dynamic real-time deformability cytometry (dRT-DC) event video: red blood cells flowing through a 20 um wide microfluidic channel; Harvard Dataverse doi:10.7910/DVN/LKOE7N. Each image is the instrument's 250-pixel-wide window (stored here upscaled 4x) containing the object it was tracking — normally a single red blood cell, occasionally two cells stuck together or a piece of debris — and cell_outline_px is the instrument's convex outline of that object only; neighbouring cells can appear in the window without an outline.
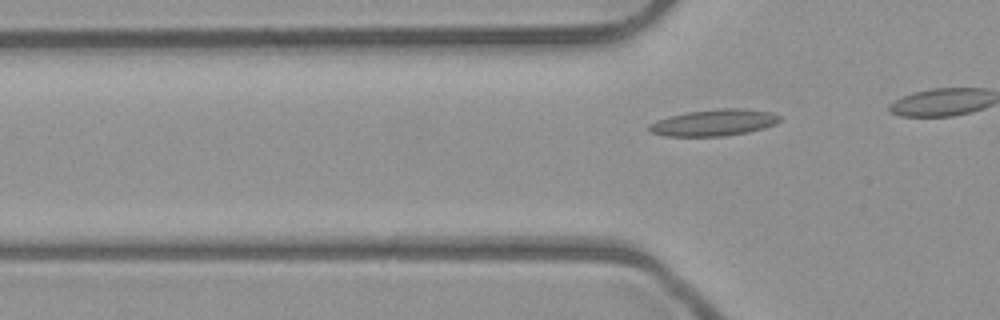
{"species": "common noctule bat (a hibernating species)", "species_latin": "Nyctalus noctula", "temperature_condition": "room temperature", "stored_images_in_passage": 2, "camera_frame_rate_fps": 3000, "um_per_image_px": 0.085, "animal": {"sex": "male", "body_mass_g": 23.1, "forearm_length_mm": 52.7}, "frame": {"image": 1, "passage_image": 2, "time_ms": 0.333, "image_size_px": [1000, 320], "cell_outline_px": [[780, 120], [776, 124], [764, 128], [748, 132], [724, 136], [664, 136], [652, 132], [648, 128], [648, 124], [656, 120], [668, 116], [688, 112], [720, 108], [744, 108], [772, 112], [780, 116]], "centroid_in_image_um": [60.7, 10.42], "position_along_channel_um": 65.1, "area_um2": 20.29}}